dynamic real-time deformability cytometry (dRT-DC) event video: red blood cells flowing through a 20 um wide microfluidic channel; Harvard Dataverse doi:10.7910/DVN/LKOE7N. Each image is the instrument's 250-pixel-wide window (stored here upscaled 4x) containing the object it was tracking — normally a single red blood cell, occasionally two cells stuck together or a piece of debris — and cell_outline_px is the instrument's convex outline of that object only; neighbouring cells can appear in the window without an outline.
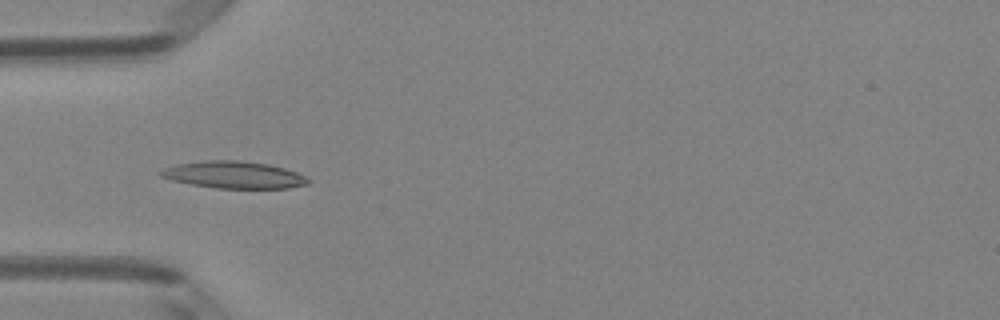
{"species": "Egyptian fruit bat (a non-hibernating species)", "species_latin": "Rousettus aegyptiacus", "temperature_condition": "room temperature", "stored_images_in_passage": 42, "camera_frame_rate_fps": 3000, "um_per_image_px": 0.085, "animal": {"sex": "female"}, "frame": {"image": 1, "passage_image": 9, "time_ms": 2.667, "image_size_px": [1000, 320], "cell_outline_px": [[312, 180], [308, 184], [288, 188], [216, 188], [192, 184], [172, 180], [160, 176], [156, 172], [164, 168], [176, 164], [208, 160], [236, 160], [268, 164], [284, 168], [296, 172]], "centroid_in_image_um": [19.87, 14.86], "position_along_channel_um": 65.1, "area_um2": 23.18}}
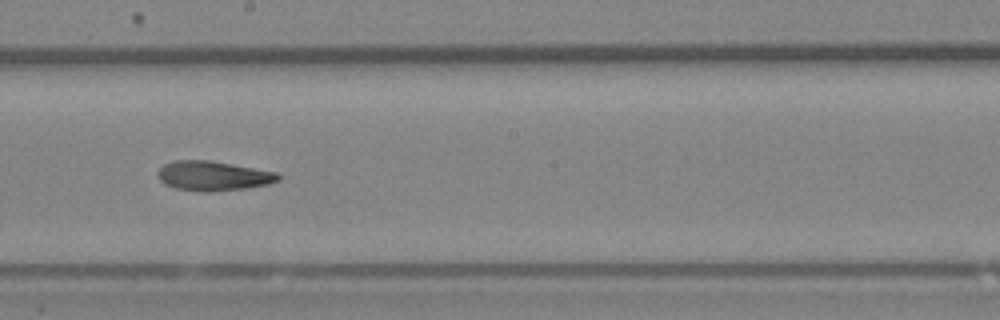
{"frame": {"image": 2, "passage_image": 21, "time_ms": 6.667, "image_size_px": [1000, 320], "cell_outline_px": [[280, 180], [268, 184], [248, 188], [212, 192], [200, 192], [176, 188], [164, 184], [156, 176], [156, 172], [164, 164], [176, 160], [212, 160], [276, 172], [280, 176]], "centroid_in_image_um": [18.1, 14.95], "position_along_channel_um": 230.1, "area_um2": 21.04}}
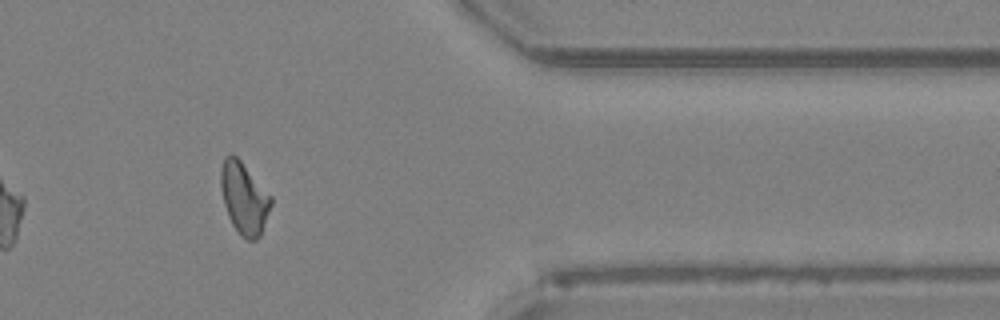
{"frame": {"image": 3, "passage_image": 34, "time_ms": 11.0, "image_size_px": [1000, 320], "cell_outline_px": [[272, 204], [260, 236], [256, 240], [248, 240], [240, 236], [232, 224], [228, 216], [224, 204], [220, 188], [220, 168], [224, 156], [232, 152], [240, 160], [272, 196]], "centroid_in_image_um": [20.73, 16.83], "position_along_channel_um": 390.7, "area_um2": 21.21}, "authors_computed_cell_mechanics": {"area_um2": 20.8658, "velocity_mm_per_s": 4.1492, "shape_relaxation_time_tau1_ms": 5.6409, "shape_relaxation_time_tau2_ms": 7.8556, "deformation_change_tau1": 0.1945, "deformation_change_tau2": 0.2032}}